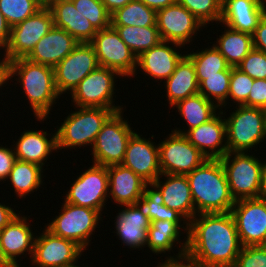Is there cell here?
<instances>
[{"mask_svg":"<svg viewBox=\"0 0 266 267\" xmlns=\"http://www.w3.org/2000/svg\"><path fill=\"white\" fill-rule=\"evenodd\" d=\"M177 3L189 10L208 30L212 23L220 22L222 14V0H176ZM209 24V25H208ZM208 25V26H207Z\"/></svg>","mask_w":266,"mask_h":267,"instance_id":"obj_39","label":"cell"},{"mask_svg":"<svg viewBox=\"0 0 266 267\" xmlns=\"http://www.w3.org/2000/svg\"><path fill=\"white\" fill-rule=\"evenodd\" d=\"M110 14L116 10L123 8L132 0H101Z\"/></svg>","mask_w":266,"mask_h":267,"instance_id":"obj_53","label":"cell"},{"mask_svg":"<svg viewBox=\"0 0 266 267\" xmlns=\"http://www.w3.org/2000/svg\"><path fill=\"white\" fill-rule=\"evenodd\" d=\"M12 265L5 259L0 242V267H11Z\"/></svg>","mask_w":266,"mask_h":267,"instance_id":"obj_55","label":"cell"},{"mask_svg":"<svg viewBox=\"0 0 266 267\" xmlns=\"http://www.w3.org/2000/svg\"><path fill=\"white\" fill-rule=\"evenodd\" d=\"M6 205L3 201L0 202V231L8 225L20 212L21 210H14L12 203H7ZM17 212V213H16Z\"/></svg>","mask_w":266,"mask_h":267,"instance_id":"obj_48","label":"cell"},{"mask_svg":"<svg viewBox=\"0 0 266 267\" xmlns=\"http://www.w3.org/2000/svg\"><path fill=\"white\" fill-rule=\"evenodd\" d=\"M157 12L139 0H132L111 14V26H157Z\"/></svg>","mask_w":266,"mask_h":267,"instance_id":"obj_36","label":"cell"},{"mask_svg":"<svg viewBox=\"0 0 266 267\" xmlns=\"http://www.w3.org/2000/svg\"><path fill=\"white\" fill-rule=\"evenodd\" d=\"M10 147V148H9ZM8 147L5 143L0 145V183H5L9 173L11 172L16 156L12 147V144Z\"/></svg>","mask_w":266,"mask_h":267,"instance_id":"obj_46","label":"cell"},{"mask_svg":"<svg viewBox=\"0 0 266 267\" xmlns=\"http://www.w3.org/2000/svg\"><path fill=\"white\" fill-rule=\"evenodd\" d=\"M231 70L232 67H229L220 75L205 76V80L199 84V93L220 109L227 110Z\"/></svg>","mask_w":266,"mask_h":267,"instance_id":"obj_38","label":"cell"},{"mask_svg":"<svg viewBox=\"0 0 266 267\" xmlns=\"http://www.w3.org/2000/svg\"><path fill=\"white\" fill-rule=\"evenodd\" d=\"M77 10L87 18L96 30L111 26V14L101 0H71Z\"/></svg>","mask_w":266,"mask_h":267,"instance_id":"obj_41","label":"cell"},{"mask_svg":"<svg viewBox=\"0 0 266 267\" xmlns=\"http://www.w3.org/2000/svg\"><path fill=\"white\" fill-rule=\"evenodd\" d=\"M108 196L111 203L121 205L139 203L144 194L146 182L130 168L122 164L107 166Z\"/></svg>","mask_w":266,"mask_h":267,"instance_id":"obj_26","label":"cell"},{"mask_svg":"<svg viewBox=\"0 0 266 267\" xmlns=\"http://www.w3.org/2000/svg\"><path fill=\"white\" fill-rule=\"evenodd\" d=\"M11 36V26L7 23L0 10V53L8 45Z\"/></svg>","mask_w":266,"mask_h":267,"instance_id":"obj_49","label":"cell"},{"mask_svg":"<svg viewBox=\"0 0 266 267\" xmlns=\"http://www.w3.org/2000/svg\"><path fill=\"white\" fill-rule=\"evenodd\" d=\"M62 202L58 215L44 227L56 236L75 242L84 251L88 250L92 235L103 222V215L98 210Z\"/></svg>","mask_w":266,"mask_h":267,"instance_id":"obj_6","label":"cell"},{"mask_svg":"<svg viewBox=\"0 0 266 267\" xmlns=\"http://www.w3.org/2000/svg\"><path fill=\"white\" fill-rule=\"evenodd\" d=\"M99 66L91 43H79L72 52L54 67L55 86L58 93L69 94Z\"/></svg>","mask_w":266,"mask_h":267,"instance_id":"obj_15","label":"cell"},{"mask_svg":"<svg viewBox=\"0 0 266 267\" xmlns=\"http://www.w3.org/2000/svg\"><path fill=\"white\" fill-rule=\"evenodd\" d=\"M186 177L197 214L231 212L235 200L220 159H206Z\"/></svg>","mask_w":266,"mask_h":267,"instance_id":"obj_3","label":"cell"},{"mask_svg":"<svg viewBox=\"0 0 266 267\" xmlns=\"http://www.w3.org/2000/svg\"><path fill=\"white\" fill-rule=\"evenodd\" d=\"M175 107V108H174ZM172 108L179 112L180 118L184 119L187 128L183 130L179 127L171 129L173 132L185 135L189 130L198 127L199 125L208 122L218 112L220 108L212 101L205 98L200 93L189 96L177 102Z\"/></svg>","mask_w":266,"mask_h":267,"instance_id":"obj_31","label":"cell"},{"mask_svg":"<svg viewBox=\"0 0 266 267\" xmlns=\"http://www.w3.org/2000/svg\"><path fill=\"white\" fill-rule=\"evenodd\" d=\"M116 215L112 218L115 219L112 225L115 227L111 233L120 240L121 246L137 251L146 248L147 232L151 221L140 202L119 206Z\"/></svg>","mask_w":266,"mask_h":267,"instance_id":"obj_22","label":"cell"},{"mask_svg":"<svg viewBox=\"0 0 266 267\" xmlns=\"http://www.w3.org/2000/svg\"><path fill=\"white\" fill-rule=\"evenodd\" d=\"M257 154L228 152L220 159L235 201L260 197L263 158Z\"/></svg>","mask_w":266,"mask_h":267,"instance_id":"obj_7","label":"cell"},{"mask_svg":"<svg viewBox=\"0 0 266 267\" xmlns=\"http://www.w3.org/2000/svg\"><path fill=\"white\" fill-rule=\"evenodd\" d=\"M46 5L52 12L55 27L64 29L79 43L93 40L97 30L71 0H50Z\"/></svg>","mask_w":266,"mask_h":267,"instance_id":"obj_29","label":"cell"},{"mask_svg":"<svg viewBox=\"0 0 266 267\" xmlns=\"http://www.w3.org/2000/svg\"><path fill=\"white\" fill-rule=\"evenodd\" d=\"M41 229L36 234L30 267H63L80 260L85 253L75 242Z\"/></svg>","mask_w":266,"mask_h":267,"instance_id":"obj_17","label":"cell"},{"mask_svg":"<svg viewBox=\"0 0 266 267\" xmlns=\"http://www.w3.org/2000/svg\"><path fill=\"white\" fill-rule=\"evenodd\" d=\"M75 111H67L60 126L56 127L57 150L92 149L103 124L115 112L107 108L73 106ZM69 112V113H68Z\"/></svg>","mask_w":266,"mask_h":267,"instance_id":"obj_5","label":"cell"},{"mask_svg":"<svg viewBox=\"0 0 266 267\" xmlns=\"http://www.w3.org/2000/svg\"><path fill=\"white\" fill-rule=\"evenodd\" d=\"M78 264V265H77ZM81 266H80V265ZM63 267H92V266H88V265H84V263H79V261H76V262H74V263H72V264H69V265H65V266H63Z\"/></svg>","mask_w":266,"mask_h":267,"instance_id":"obj_56","label":"cell"},{"mask_svg":"<svg viewBox=\"0 0 266 267\" xmlns=\"http://www.w3.org/2000/svg\"><path fill=\"white\" fill-rule=\"evenodd\" d=\"M161 86H164L169 108L177 102L189 96L199 93V83L192 61L185 55L177 64L175 71L166 79Z\"/></svg>","mask_w":266,"mask_h":267,"instance_id":"obj_30","label":"cell"},{"mask_svg":"<svg viewBox=\"0 0 266 267\" xmlns=\"http://www.w3.org/2000/svg\"><path fill=\"white\" fill-rule=\"evenodd\" d=\"M164 137L158 143L161 174L186 175L207 159L185 135L171 130Z\"/></svg>","mask_w":266,"mask_h":267,"instance_id":"obj_13","label":"cell"},{"mask_svg":"<svg viewBox=\"0 0 266 267\" xmlns=\"http://www.w3.org/2000/svg\"><path fill=\"white\" fill-rule=\"evenodd\" d=\"M156 25L162 41L181 44L188 47V50L197 39L196 36L199 34L200 37L203 34L200 32L206 28L189 10L177 2L157 11Z\"/></svg>","mask_w":266,"mask_h":267,"instance_id":"obj_14","label":"cell"},{"mask_svg":"<svg viewBox=\"0 0 266 267\" xmlns=\"http://www.w3.org/2000/svg\"><path fill=\"white\" fill-rule=\"evenodd\" d=\"M242 247L231 212L196 214L189 222L186 256L205 267H234Z\"/></svg>","mask_w":266,"mask_h":267,"instance_id":"obj_1","label":"cell"},{"mask_svg":"<svg viewBox=\"0 0 266 267\" xmlns=\"http://www.w3.org/2000/svg\"><path fill=\"white\" fill-rule=\"evenodd\" d=\"M125 111L114 112L103 124L90 151L93 164L107 167L123 162L127 143L136 130L124 118Z\"/></svg>","mask_w":266,"mask_h":267,"instance_id":"obj_9","label":"cell"},{"mask_svg":"<svg viewBox=\"0 0 266 267\" xmlns=\"http://www.w3.org/2000/svg\"><path fill=\"white\" fill-rule=\"evenodd\" d=\"M188 231L189 222L151 221L145 246L147 247V252H151L153 255H165L167 253L168 257L166 255L160 256V258L165 257L164 259H177L185 256L188 248ZM175 249L178 252L176 254L174 253L176 252Z\"/></svg>","mask_w":266,"mask_h":267,"instance_id":"obj_18","label":"cell"},{"mask_svg":"<svg viewBox=\"0 0 266 267\" xmlns=\"http://www.w3.org/2000/svg\"><path fill=\"white\" fill-rule=\"evenodd\" d=\"M80 172L82 173L74 179L65 194L63 192L64 198L61 199L64 202L88 207L104 214L109 198L107 167L92 163L85 171Z\"/></svg>","mask_w":266,"mask_h":267,"instance_id":"obj_10","label":"cell"},{"mask_svg":"<svg viewBox=\"0 0 266 267\" xmlns=\"http://www.w3.org/2000/svg\"><path fill=\"white\" fill-rule=\"evenodd\" d=\"M231 214L242 246L266 245V199L235 201Z\"/></svg>","mask_w":266,"mask_h":267,"instance_id":"obj_16","label":"cell"},{"mask_svg":"<svg viewBox=\"0 0 266 267\" xmlns=\"http://www.w3.org/2000/svg\"><path fill=\"white\" fill-rule=\"evenodd\" d=\"M154 137L151 134V137L147 139L136 130L127 143L125 156L121 163L146 183H153L161 175L159 147L158 143L152 141Z\"/></svg>","mask_w":266,"mask_h":267,"instance_id":"obj_21","label":"cell"},{"mask_svg":"<svg viewBox=\"0 0 266 267\" xmlns=\"http://www.w3.org/2000/svg\"><path fill=\"white\" fill-rule=\"evenodd\" d=\"M161 262L159 261V262H157V265L155 266V267H167V259H164V261H163V258H161ZM148 266H150L151 267V265H148ZM154 265H152V267H153Z\"/></svg>","mask_w":266,"mask_h":267,"instance_id":"obj_57","label":"cell"},{"mask_svg":"<svg viewBox=\"0 0 266 267\" xmlns=\"http://www.w3.org/2000/svg\"><path fill=\"white\" fill-rule=\"evenodd\" d=\"M46 169L33 163L16 160L5 183L8 185V181L10 182L12 188L9 189L15 193L13 196L16 195L17 199L21 198L20 200L26 199L27 195L30 196L43 188L45 183L43 178L47 177L44 175Z\"/></svg>","mask_w":266,"mask_h":267,"instance_id":"obj_32","label":"cell"},{"mask_svg":"<svg viewBox=\"0 0 266 267\" xmlns=\"http://www.w3.org/2000/svg\"><path fill=\"white\" fill-rule=\"evenodd\" d=\"M1 55V54H0ZM8 77V61L1 55L0 56V89L2 92V87L9 86Z\"/></svg>","mask_w":266,"mask_h":267,"instance_id":"obj_51","label":"cell"},{"mask_svg":"<svg viewBox=\"0 0 266 267\" xmlns=\"http://www.w3.org/2000/svg\"><path fill=\"white\" fill-rule=\"evenodd\" d=\"M185 136L207 159H221L228 153L226 123L221 110L208 122L189 130Z\"/></svg>","mask_w":266,"mask_h":267,"instance_id":"obj_24","label":"cell"},{"mask_svg":"<svg viewBox=\"0 0 266 267\" xmlns=\"http://www.w3.org/2000/svg\"><path fill=\"white\" fill-rule=\"evenodd\" d=\"M120 38L138 57L148 49L158 45L162 39L157 26H112Z\"/></svg>","mask_w":266,"mask_h":267,"instance_id":"obj_35","label":"cell"},{"mask_svg":"<svg viewBox=\"0 0 266 267\" xmlns=\"http://www.w3.org/2000/svg\"><path fill=\"white\" fill-rule=\"evenodd\" d=\"M234 267H266V245L243 246Z\"/></svg>","mask_w":266,"mask_h":267,"instance_id":"obj_44","label":"cell"},{"mask_svg":"<svg viewBox=\"0 0 266 267\" xmlns=\"http://www.w3.org/2000/svg\"><path fill=\"white\" fill-rule=\"evenodd\" d=\"M139 1L143 2L145 5L155 10L156 12L176 2V0H139Z\"/></svg>","mask_w":266,"mask_h":267,"instance_id":"obj_52","label":"cell"},{"mask_svg":"<svg viewBox=\"0 0 266 267\" xmlns=\"http://www.w3.org/2000/svg\"><path fill=\"white\" fill-rule=\"evenodd\" d=\"M266 13L265 0H222V25L253 35Z\"/></svg>","mask_w":266,"mask_h":267,"instance_id":"obj_25","label":"cell"},{"mask_svg":"<svg viewBox=\"0 0 266 267\" xmlns=\"http://www.w3.org/2000/svg\"><path fill=\"white\" fill-rule=\"evenodd\" d=\"M244 106L266 110V79H254V83Z\"/></svg>","mask_w":266,"mask_h":267,"instance_id":"obj_45","label":"cell"},{"mask_svg":"<svg viewBox=\"0 0 266 267\" xmlns=\"http://www.w3.org/2000/svg\"><path fill=\"white\" fill-rule=\"evenodd\" d=\"M44 5L40 0H0V10L11 27L23 22Z\"/></svg>","mask_w":266,"mask_h":267,"instance_id":"obj_40","label":"cell"},{"mask_svg":"<svg viewBox=\"0 0 266 267\" xmlns=\"http://www.w3.org/2000/svg\"><path fill=\"white\" fill-rule=\"evenodd\" d=\"M79 42L64 29L53 26L26 57L29 61L55 67Z\"/></svg>","mask_w":266,"mask_h":267,"instance_id":"obj_27","label":"cell"},{"mask_svg":"<svg viewBox=\"0 0 266 267\" xmlns=\"http://www.w3.org/2000/svg\"><path fill=\"white\" fill-rule=\"evenodd\" d=\"M8 77L9 86L14 81L16 83L12 86L15 89L17 84L20 85V89L23 90L20 92L23 94L21 98L28 100L26 101L29 104L28 108L32 110L31 114L36 121L41 124L48 121L47 118L53 112L54 105L61 98L55 86L54 68L31 62L27 58H17L8 62Z\"/></svg>","mask_w":266,"mask_h":267,"instance_id":"obj_2","label":"cell"},{"mask_svg":"<svg viewBox=\"0 0 266 267\" xmlns=\"http://www.w3.org/2000/svg\"><path fill=\"white\" fill-rule=\"evenodd\" d=\"M30 216L31 215L25 216L20 212L8 225H6L0 231L2 251L5 259L11 265L23 266V264L21 263L23 261V258H27L28 261H31L37 233L33 231L31 227L35 225L31 224L32 218L30 220ZM27 255L29 256V258Z\"/></svg>","mask_w":266,"mask_h":267,"instance_id":"obj_20","label":"cell"},{"mask_svg":"<svg viewBox=\"0 0 266 267\" xmlns=\"http://www.w3.org/2000/svg\"><path fill=\"white\" fill-rule=\"evenodd\" d=\"M181 49L187 50V47L175 42L161 41L137 57L136 70L132 78L140 73L148 76V80L152 78L151 80H155L156 83L160 81L161 84L170 77L186 55V51L182 52Z\"/></svg>","mask_w":266,"mask_h":267,"instance_id":"obj_19","label":"cell"},{"mask_svg":"<svg viewBox=\"0 0 266 267\" xmlns=\"http://www.w3.org/2000/svg\"><path fill=\"white\" fill-rule=\"evenodd\" d=\"M224 27V31L216 35L213 45L225 57L230 67H237L242 60L248 55L253 47V35L235 31L229 27L218 23Z\"/></svg>","mask_w":266,"mask_h":267,"instance_id":"obj_33","label":"cell"},{"mask_svg":"<svg viewBox=\"0 0 266 267\" xmlns=\"http://www.w3.org/2000/svg\"><path fill=\"white\" fill-rule=\"evenodd\" d=\"M167 267H205L197 263L186 255L177 259H167Z\"/></svg>","mask_w":266,"mask_h":267,"instance_id":"obj_50","label":"cell"},{"mask_svg":"<svg viewBox=\"0 0 266 267\" xmlns=\"http://www.w3.org/2000/svg\"><path fill=\"white\" fill-rule=\"evenodd\" d=\"M53 26L52 12L47 5H44L35 14L11 27L9 43L0 54L8 62L26 58Z\"/></svg>","mask_w":266,"mask_h":267,"instance_id":"obj_11","label":"cell"},{"mask_svg":"<svg viewBox=\"0 0 266 267\" xmlns=\"http://www.w3.org/2000/svg\"><path fill=\"white\" fill-rule=\"evenodd\" d=\"M121 77L114 69L98 66L70 93L71 104L77 107L107 108L115 112L126 109L122 100H120V105L118 102L115 105L117 95L114 94L118 89L115 87L118 81L116 79H121Z\"/></svg>","mask_w":266,"mask_h":267,"instance_id":"obj_8","label":"cell"},{"mask_svg":"<svg viewBox=\"0 0 266 267\" xmlns=\"http://www.w3.org/2000/svg\"><path fill=\"white\" fill-rule=\"evenodd\" d=\"M40 1H42L46 5L50 0H40Z\"/></svg>","mask_w":266,"mask_h":267,"instance_id":"obj_58","label":"cell"},{"mask_svg":"<svg viewBox=\"0 0 266 267\" xmlns=\"http://www.w3.org/2000/svg\"><path fill=\"white\" fill-rule=\"evenodd\" d=\"M253 83L254 79L237 67H232L227 108L243 105L248 99Z\"/></svg>","mask_w":266,"mask_h":267,"instance_id":"obj_42","label":"cell"},{"mask_svg":"<svg viewBox=\"0 0 266 267\" xmlns=\"http://www.w3.org/2000/svg\"><path fill=\"white\" fill-rule=\"evenodd\" d=\"M253 47L266 54V13L258 22L253 34Z\"/></svg>","mask_w":266,"mask_h":267,"instance_id":"obj_47","label":"cell"},{"mask_svg":"<svg viewBox=\"0 0 266 267\" xmlns=\"http://www.w3.org/2000/svg\"><path fill=\"white\" fill-rule=\"evenodd\" d=\"M265 160V161H264ZM260 197L266 199V159L263 158Z\"/></svg>","mask_w":266,"mask_h":267,"instance_id":"obj_54","label":"cell"},{"mask_svg":"<svg viewBox=\"0 0 266 267\" xmlns=\"http://www.w3.org/2000/svg\"><path fill=\"white\" fill-rule=\"evenodd\" d=\"M153 184L160 190L164 205L180 213L188 222L197 214L186 175L161 174Z\"/></svg>","mask_w":266,"mask_h":267,"instance_id":"obj_28","label":"cell"},{"mask_svg":"<svg viewBox=\"0 0 266 267\" xmlns=\"http://www.w3.org/2000/svg\"><path fill=\"white\" fill-rule=\"evenodd\" d=\"M54 131L49 133L50 131H44V128L42 130L29 128L20 132V136L15 137L16 142L15 140L11 142L16 160L33 163L43 169L48 167L45 163L53 153H58L56 130Z\"/></svg>","mask_w":266,"mask_h":267,"instance_id":"obj_23","label":"cell"},{"mask_svg":"<svg viewBox=\"0 0 266 267\" xmlns=\"http://www.w3.org/2000/svg\"><path fill=\"white\" fill-rule=\"evenodd\" d=\"M237 68L252 79H266V54L253 48Z\"/></svg>","mask_w":266,"mask_h":267,"instance_id":"obj_43","label":"cell"},{"mask_svg":"<svg viewBox=\"0 0 266 267\" xmlns=\"http://www.w3.org/2000/svg\"><path fill=\"white\" fill-rule=\"evenodd\" d=\"M204 47L200 48L196 44L195 48H198L194 52V49L186 51V56L192 61L195 67L197 81L200 84L205 80V76L220 75V72L227 70L230 66L228 65L225 57L216 49L212 44L209 46V42ZM191 51V52H190Z\"/></svg>","mask_w":266,"mask_h":267,"instance_id":"obj_34","label":"cell"},{"mask_svg":"<svg viewBox=\"0 0 266 267\" xmlns=\"http://www.w3.org/2000/svg\"><path fill=\"white\" fill-rule=\"evenodd\" d=\"M228 109H231V112L229 110L230 114L220 109L226 123L228 152L251 153L262 150L259 149L262 146L265 148L263 144L264 142L266 144V110L244 105L228 107ZM225 115L227 116L225 117Z\"/></svg>","mask_w":266,"mask_h":267,"instance_id":"obj_4","label":"cell"},{"mask_svg":"<svg viewBox=\"0 0 266 267\" xmlns=\"http://www.w3.org/2000/svg\"><path fill=\"white\" fill-rule=\"evenodd\" d=\"M140 204L150 221L188 222L180 213L164 205L162 194L153 183H146Z\"/></svg>","mask_w":266,"mask_h":267,"instance_id":"obj_37","label":"cell"},{"mask_svg":"<svg viewBox=\"0 0 266 267\" xmlns=\"http://www.w3.org/2000/svg\"><path fill=\"white\" fill-rule=\"evenodd\" d=\"M90 43L95 49L99 66L116 70L122 76V81L124 78L131 79L136 70L137 57L120 38L115 28L109 26L97 30Z\"/></svg>","mask_w":266,"mask_h":267,"instance_id":"obj_12","label":"cell"}]
</instances>
